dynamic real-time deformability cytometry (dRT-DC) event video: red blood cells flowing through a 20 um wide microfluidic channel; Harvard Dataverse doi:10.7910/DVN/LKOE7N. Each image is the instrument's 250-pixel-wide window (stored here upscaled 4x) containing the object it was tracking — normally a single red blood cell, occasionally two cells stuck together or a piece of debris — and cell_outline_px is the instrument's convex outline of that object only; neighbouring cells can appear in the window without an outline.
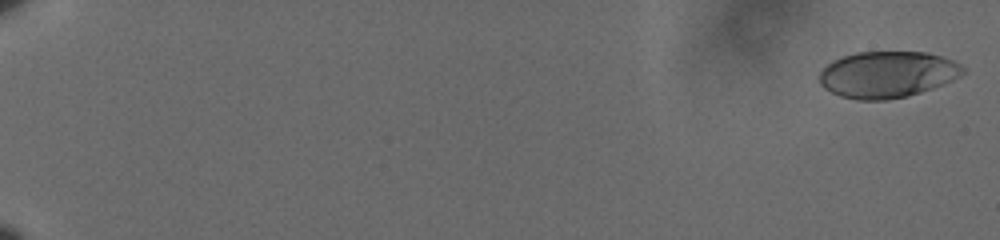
{"species": "human", "species_latin": "Homo sapiens", "temperature_condition": "cold", "stored_images_in_passage": 61, "camera_frame_rate_fps": 3000, "um_per_image_px": 0.085, "donor": {"sex": "male"}, "frame": {"image": 1, "passage_image": 2, "time_ms": 0.333, "image_size_px": [1000, 240], "cell_outline_px": [[964, 72], [960, 76], [952, 80], [932, 88], [908, 96], [884, 100], [856, 100], [840, 96], [824, 88], [820, 84], [820, 72], [832, 60], [856, 52], [928, 52], [952, 60], [960, 64], [964, 68]], "centroid_in_image_um": [75.41, 6.33], "position_along_channel_um": 9.6, "area_um2": 38.73}}
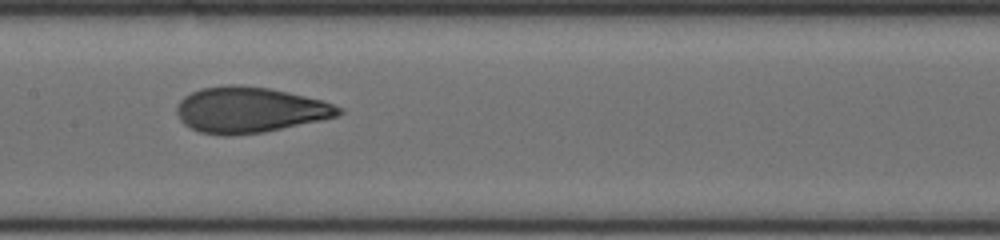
{"frame": {"image": 2, "passage_image": 35, "time_ms": 11.333, "image_size_px": [1000, 240], "cell_outline_px": [[344, 112], [336, 116], [320, 120], [264, 132], [232, 136], [224, 136], [200, 132], [184, 124], [180, 120], [176, 112], [176, 108], [180, 100], [184, 96], [200, 88], [228, 84], [236, 84], [268, 88], [288, 92], [320, 100], [344, 108]], "centroid_in_image_um": [21.19, 9.34], "position_along_channel_um": 186.2, "area_um2": 43.12}}
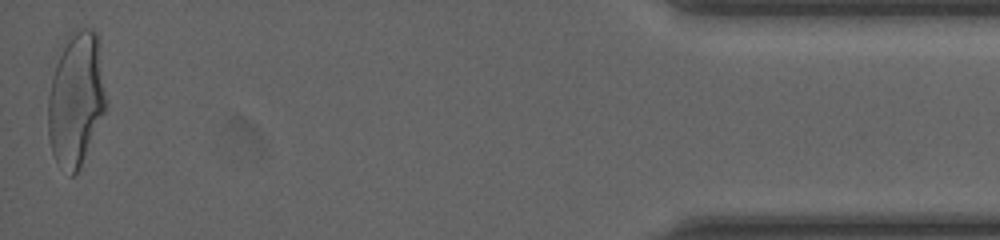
{"frame": {"image": 3, "passage_image": 61, "time_ms": 20.0, "image_size_px": [1000, 240], "cell_outline_px": [[104, 112], [80, 168], [72, 176], [68, 176], [56, 164], [52, 152], [48, 136], [48, 96], [52, 76], [56, 64], [72, 32], [76, 28], [92, 28], [96, 32], [100, 44], [104, 96]], "centroid_in_image_um": [6.44, 8.49], "position_along_channel_um": 428.8, "area_um2": 44.62}, "authors_computed_cell_mechanics": {"area_um2": 41.6738, "velocity_mm_per_s": 3.6092, "shape_relaxation_time_tau1_ms": 5.0381, "shape_relaxation_time_tau2_ms": 0.9418, "deformation_change_tau1": 0.1871, "deformation_change_tau2": 0.0705}}